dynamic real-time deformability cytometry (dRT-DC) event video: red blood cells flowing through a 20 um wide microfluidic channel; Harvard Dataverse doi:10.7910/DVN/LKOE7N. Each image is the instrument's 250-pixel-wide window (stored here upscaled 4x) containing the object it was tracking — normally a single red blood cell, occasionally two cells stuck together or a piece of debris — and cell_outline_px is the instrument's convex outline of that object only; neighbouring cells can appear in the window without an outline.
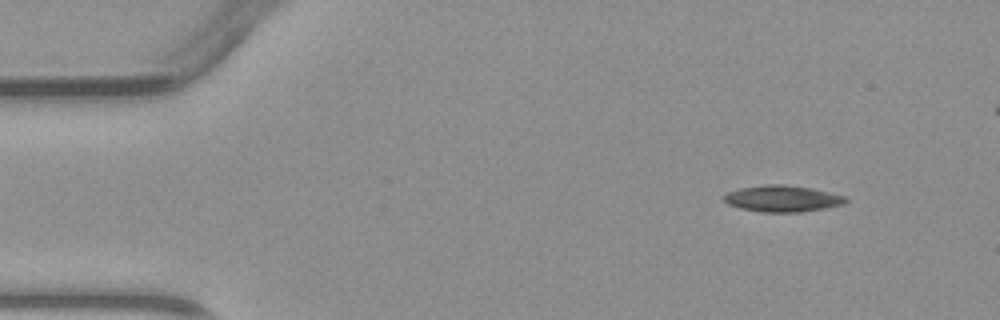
{"species": "common noctule bat (a hibernating species)", "species_latin": "Nyctalus noctula", "temperature_condition": "warm", "stored_images_in_passage": 3, "camera_frame_rate_fps": 3000, "um_per_image_px": 0.085, "animal": {"sex": "male", "body_mass_g": 23.1, "forearm_length_mm": 52.7}, "frame": {"image": 1, "passage_image": 1, "time_ms": 0.0, "image_size_px": [1000, 320], "cell_outline_px": [[848, 200], [844, 204], [824, 208], [800, 212], [764, 212], [740, 208], [728, 204], [720, 196], [728, 192], [740, 188], [768, 184], [784, 184], [812, 188], [844, 196]], "centroid_in_image_um": [66.47, 16.88], "position_along_channel_um": 18.5, "area_um2": 18.67}}